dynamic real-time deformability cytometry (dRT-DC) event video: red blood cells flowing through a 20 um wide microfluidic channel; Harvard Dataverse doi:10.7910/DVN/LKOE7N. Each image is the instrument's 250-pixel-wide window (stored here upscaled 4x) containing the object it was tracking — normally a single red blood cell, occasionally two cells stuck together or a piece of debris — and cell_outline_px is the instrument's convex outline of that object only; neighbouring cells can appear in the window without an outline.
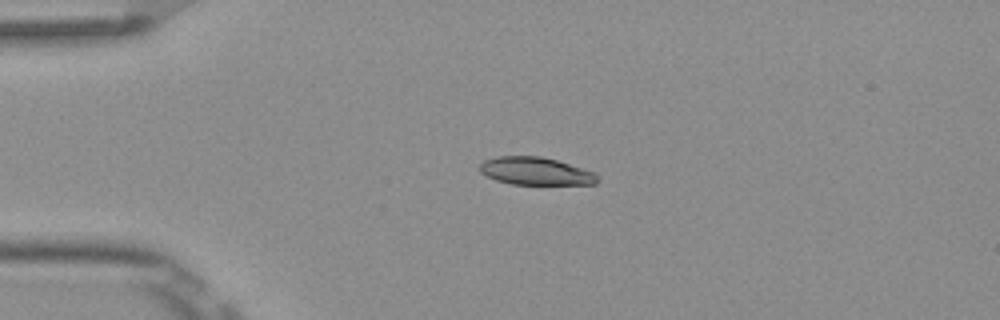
{"species": "Egyptian fruit bat (a non-hibernating species)", "species_latin": "Rousettus aegyptiacus", "temperature_condition": "room temperature", "stored_images_in_passage": 5, "camera_frame_rate_fps": 3000, "um_per_image_px": 0.085, "frame": {"image": 1, "passage_image": 4, "time_ms": 1.0, "image_size_px": [1000, 320], "cell_outline_px": [[600, 180], [596, 184], [512, 184], [496, 180], [480, 172], [480, 164], [484, 160], [496, 156], [540, 156], [556, 160], [596, 172]], "centroid_in_image_um": [45.55, 14.54], "position_along_channel_um": 39.4, "area_um2": 19.02}}